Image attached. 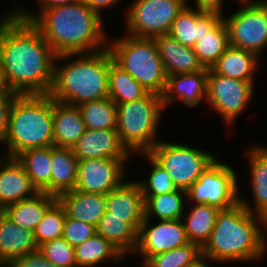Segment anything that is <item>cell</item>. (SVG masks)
Here are the masks:
<instances>
[{"instance_id": "cell-1", "label": "cell", "mask_w": 267, "mask_h": 267, "mask_svg": "<svg viewBox=\"0 0 267 267\" xmlns=\"http://www.w3.org/2000/svg\"><path fill=\"white\" fill-rule=\"evenodd\" d=\"M0 17V64L10 90L18 95L48 94L57 55L40 31L12 9Z\"/></svg>"}, {"instance_id": "cell-2", "label": "cell", "mask_w": 267, "mask_h": 267, "mask_svg": "<svg viewBox=\"0 0 267 267\" xmlns=\"http://www.w3.org/2000/svg\"><path fill=\"white\" fill-rule=\"evenodd\" d=\"M103 20L81 0L44 10L32 24L59 56L94 53L108 48L111 37Z\"/></svg>"}, {"instance_id": "cell-3", "label": "cell", "mask_w": 267, "mask_h": 267, "mask_svg": "<svg viewBox=\"0 0 267 267\" xmlns=\"http://www.w3.org/2000/svg\"><path fill=\"white\" fill-rule=\"evenodd\" d=\"M266 248L267 220L252 214L239 202L234 207L219 211L201 254L219 264L229 261L259 262L266 255Z\"/></svg>"}, {"instance_id": "cell-4", "label": "cell", "mask_w": 267, "mask_h": 267, "mask_svg": "<svg viewBox=\"0 0 267 267\" xmlns=\"http://www.w3.org/2000/svg\"><path fill=\"white\" fill-rule=\"evenodd\" d=\"M62 61L64 64H59ZM112 61L108 48L94 53L57 56L49 96L75 106L108 97V73Z\"/></svg>"}, {"instance_id": "cell-5", "label": "cell", "mask_w": 267, "mask_h": 267, "mask_svg": "<svg viewBox=\"0 0 267 267\" xmlns=\"http://www.w3.org/2000/svg\"><path fill=\"white\" fill-rule=\"evenodd\" d=\"M3 146L2 155L14 158L28 149L54 146L52 98L49 94L16 96Z\"/></svg>"}, {"instance_id": "cell-6", "label": "cell", "mask_w": 267, "mask_h": 267, "mask_svg": "<svg viewBox=\"0 0 267 267\" xmlns=\"http://www.w3.org/2000/svg\"><path fill=\"white\" fill-rule=\"evenodd\" d=\"M108 41L113 61L131 75L147 92L163 95L167 74L154 38L117 36Z\"/></svg>"}, {"instance_id": "cell-7", "label": "cell", "mask_w": 267, "mask_h": 267, "mask_svg": "<svg viewBox=\"0 0 267 267\" xmlns=\"http://www.w3.org/2000/svg\"><path fill=\"white\" fill-rule=\"evenodd\" d=\"M116 109V130L133 158L134 154L148 153L161 140L157 136L165 112L161 95L148 92L138 100L117 104Z\"/></svg>"}, {"instance_id": "cell-8", "label": "cell", "mask_w": 267, "mask_h": 267, "mask_svg": "<svg viewBox=\"0 0 267 267\" xmlns=\"http://www.w3.org/2000/svg\"><path fill=\"white\" fill-rule=\"evenodd\" d=\"M148 154L170 175L178 189L187 191L217 157L199 147L158 141Z\"/></svg>"}, {"instance_id": "cell-9", "label": "cell", "mask_w": 267, "mask_h": 267, "mask_svg": "<svg viewBox=\"0 0 267 267\" xmlns=\"http://www.w3.org/2000/svg\"><path fill=\"white\" fill-rule=\"evenodd\" d=\"M235 169L217 158L186 191V203L208 204L219 210L239 203V177Z\"/></svg>"}, {"instance_id": "cell-10", "label": "cell", "mask_w": 267, "mask_h": 267, "mask_svg": "<svg viewBox=\"0 0 267 267\" xmlns=\"http://www.w3.org/2000/svg\"><path fill=\"white\" fill-rule=\"evenodd\" d=\"M187 0H133L125 12L126 34L155 38L168 34Z\"/></svg>"}, {"instance_id": "cell-11", "label": "cell", "mask_w": 267, "mask_h": 267, "mask_svg": "<svg viewBox=\"0 0 267 267\" xmlns=\"http://www.w3.org/2000/svg\"><path fill=\"white\" fill-rule=\"evenodd\" d=\"M237 2L241 5L240 9L223 15L229 32V44L253 52L262 59V53L267 49V6L248 0Z\"/></svg>"}, {"instance_id": "cell-12", "label": "cell", "mask_w": 267, "mask_h": 267, "mask_svg": "<svg viewBox=\"0 0 267 267\" xmlns=\"http://www.w3.org/2000/svg\"><path fill=\"white\" fill-rule=\"evenodd\" d=\"M255 85L252 82L237 80L208 72L206 103L224 121L226 127L233 126L253 101Z\"/></svg>"}, {"instance_id": "cell-13", "label": "cell", "mask_w": 267, "mask_h": 267, "mask_svg": "<svg viewBox=\"0 0 267 267\" xmlns=\"http://www.w3.org/2000/svg\"><path fill=\"white\" fill-rule=\"evenodd\" d=\"M128 161L108 158L78 160L75 190L107 195L126 180L128 166L125 165Z\"/></svg>"}, {"instance_id": "cell-14", "label": "cell", "mask_w": 267, "mask_h": 267, "mask_svg": "<svg viewBox=\"0 0 267 267\" xmlns=\"http://www.w3.org/2000/svg\"><path fill=\"white\" fill-rule=\"evenodd\" d=\"M155 221L157 222L153 223V220L144 217L140 225L138 243L131 256H141L140 265L155 254L189 243L182 219Z\"/></svg>"}, {"instance_id": "cell-15", "label": "cell", "mask_w": 267, "mask_h": 267, "mask_svg": "<svg viewBox=\"0 0 267 267\" xmlns=\"http://www.w3.org/2000/svg\"><path fill=\"white\" fill-rule=\"evenodd\" d=\"M72 150L78 160L91 158L130 159L133 157L121 143L116 129H86Z\"/></svg>"}, {"instance_id": "cell-16", "label": "cell", "mask_w": 267, "mask_h": 267, "mask_svg": "<svg viewBox=\"0 0 267 267\" xmlns=\"http://www.w3.org/2000/svg\"><path fill=\"white\" fill-rule=\"evenodd\" d=\"M208 72L209 69L204 68L194 73L167 76L162 95L164 109L177 102L193 108L206 101Z\"/></svg>"}, {"instance_id": "cell-17", "label": "cell", "mask_w": 267, "mask_h": 267, "mask_svg": "<svg viewBox=\"0 0 267 267\" xmlns=\"http://www.w3.org/2000/svg\"><path fill=\"white\" fill-rule=\"evenodd\" d=\"M256 144V145H255ZM251 144L247 148L252 203L241 197L239 202L252 214L264 217L267 220V145ZM245 199V200H244Z\"/></svg>"}, {"instance_id": "cell-18", "label": "cell", "mask_w": 267, "mask_h": 267, "mask_svg": "<svg viewBox=\"0 0 267 267\" xmlns=\"http://www.w3.org/2000/svg\"><path fill=\"white\" fill-rule=\"evenodd\" d=\"M131 180H125L106 195L105 211L110 212V216L124 218L139 231L144 220V198L139 184Z\"/></svg>"}, {"instance_id": "cell-19", "label": "cell", "mask_w": 267, "mask_h": 267, "mask_svg": "<svg viewBox=\"0 0 267 267\" xmlns=\"http://www.w3.org/2000/svg\"><path fill=\"white\" fill-rule=\"evenodd\" d=\"M37 192L23 165L16 158L0 157V211Z\"/></svg>"}, {"instance_id": "cell-20", "label": "cell", "mask_w": 267, "mask_h": 267, "mask_svg": "<svg viewBox=\"0 0 267 267\" xmlns=\"http://www.w3.org/2000/svg\"><path fill=\"white\" fill-rule=\"evenodd\" d=\"M223 19L215 12H204L186 5L173 21L169 34L179 43L194 47L204 34L211 30Z\"/></svg>"}, {"instance_id": "cell-21", "label": "cell", "mask_w": 267, "mask_h": 267, "mask_svg": "<svg viewBox=\"0 0 267 267\" xmlns=\"http://www.w3.org/2000/svg\"><path fill=\"white\" fill-rule=\"evenodd\" d=\"M36 250L34 232L15 224L0 211V267H9L17 259Z\"/></svg>"}, {"instance_id": "cell-22", "label": "cell", "mask_w": 267, "mask_h": 267, "mask_svg": "<svg viewBox=\"0 0 267 267\" xmlns=\"http://www.w3.org/2000/svg\"><path fill=\"white\" fill-rule=\"evenodd\" d=\"M154 39L167 76L194 73L204 69L194 49L182 45L169 33Z\"/></svg>"}, {"instance_id": "cell-23", "label": "cell", "mask_w": 267, "mask_h": 267, "mask_svg": "<svg viewBox=\"0 0 267 267\" xmlns=\"http://www.w3.org/2000/svg\"><path fill=\"white\" fill-rule=\"evenodd\" d=\"M54 146L72 148L86 130L78 106L52 99Z\"/></svg>"}, {"instance_id": "cell-24", "label": "cell", "mask_w": 267, "mask_h": 267, "mask_svg": "<svg viewBox=\"0 0 267 267\" xmlns=\"http://www.w3.org/2000/svg\"><path fill=\"white\" fill-rule=\"evenodd\" d=\"M105 199L106 195L85 193L75 189L57 197L67 217L84 221L95 227L105 213Z\"/></svg>"}, {"instance_id": "cell-25", "label": "cell", "mask_w": 267, "mask_h": 267, "mask_svg": "<svg viewBox=\"0 0 267 267\" xmlns=\"http://www.w3.org/2000/svg\"><path fill=\"white\" fill-rule=\"evenodd\" d=\"M261 58L255 53L229 46L217 62L212 66L211 70L219 75L237 79L256 82L257 70L260 67ZM256 75V77H255Z\"/></svg>"}, {"instance_id": "cell-26", "label": "cell", "mask_w": 267, "mask_h": 267, "mask_svg": "<svg viewBox=\"0 0 267 267\" xmlns=\"http://www.w3.org/2000/svg\"><path fill=\"white\" fill-rule=\"evenodd\" d=\"M57 201V197L38 191L33 196L7 206L2 212L15 224L34 231L46 211Z\"/></svg>"}, {"instance_id": "cell-27", "label": "cell", "mask_w": 267, "mask_h": 267, "mask_svg": "<svg viewBox=\"0 0 267 267\" xmlns=\"http://www.w3.org/2000/svg\"><path fill=\"white\" fill-rule=\"evenodd\" d=\"M51 195L75 189L78 159L72 148L51 146Z\"/></svg>"}, {"instance_id": "cell-28", "label": "cell", "mask_w": 267, "mask_h": 267, "mask_svg": "<svg viewBox=\"0 0 267 267\" xmlns=\"http://www.w3.org/2000/svg\"><path fill=\"white\" fill-rule=\"evenodd\" d=\"M182 221L189 242L197 244L202 248L208 241L214 229L219 209L208 204H190Z\"/></svg>"}, {"instance_id": "cell-29", "label": "cell", "mask_w": 267, "mask_h": 267, "mask_svg": "<svg viewBox=\"0 0 267 267\" xmlns=\"http://www.w3.org/2000/svg\"><path fill=\"white\" fill-rule=\"evenodd\" d=\"M96 233L113 244L125 257L132 255L138 243V231L124 218L110 216V212L106 211L96 226Z\"/></svg>"}, {"instance_id": "cell-30", "label": "cell", "mask_w": 267, "mask_h": 267, "mask_svg": "<svg viewBox=\"0 0 267 267\" xmlns=\"http://www.w3.org/2000/svg\"><path fill=\"white\" fill-rule=\"evenodd\" d=\"M16 159L23 165L37 191L51 195V146L25 150Z\"/></svg>"}, {"instance_id": "cell-31", "label": "cell", "mask_w": 267, "mask_h": 267, "mask_svg": "<svg viewBox=\"0 0 267 267\" xmlns=\"http://www.w3.org/2000/svg\"><path fill=\"white\" fill-rule=\"evenodd\" d=\"M124 255L103 236L95 233L75 247L77 267H98L102 263L123 262Z\"/></svg>"}, {"instance_id": "cell-32", "label": "cell", "mask_w": 267, "mask_h": 267, "mask_svg": "<svg viewBox=\"0 0 267 267\" xmlns=\"http://www.w3.org/2000/svg\"><path fill=\"white\" fill-rule=\"evenodd\" d=\"M144 217L151 220L182 219L187 202L186 191L177 189L160 195H143ZM154 218V219H153Z\"/></svg>"}, {"instance_id": "cell-33", "label": "cell", "mask_w": 267, "mask_h": 267, "mask_svg": "<svg viewBox=\"0 0 267 267\" xmlns=\"http://www.w3.org/2000/svg\"><path fill=\"white\" fill-rule=\"evenodd\" d=\"M229 46L228 28L222 19L211 32L198 39L193 49L202 66L211 69Z\"/></svg>"}, {"instance_id": "cell-34", "label": "cell", "mask_w": 267, "mask_h": 267, "mask_svg": "<svg viewBox=\"0 0 267 267\" xmlns=\"http://www.w3.org/2000/svg\"><path fill=\"white\" fill-rule=\"evenodd\" d=\"M108 97L117 105L143 98L148 92L114 61L108 73Z\"/></svg>"}, {"instance_id": "cell-35", "label": "cell", "mask_w": 267, "mask_h": 267, "mask_svg": "<svg viewBox=\"0 0 267 267\" xmlns=\"http://www.w3.org/2000/svg\"><path fill=\"white\" fill-rule=\"evenodd\" d=\"M86 129H116V104L109 98L85 102L78 106Z\"/></svg>"}, {"instance_id": "cell-36", "label": "cell", "mask_w": 267, "mask_h": 267, "mask_svg": "<svg viewBox=\"0 0 267 267\" xmlns=\"http://www.w3.org/2000/svg\"><path fill=\"white\" fill-rule=\"evenodd\" d=\"M136 157L144 158L151 168L147 178L135 180L143 195H160L176 191L178 188L174 184L168 172L159 165L148 153L134 154Z\"/></svg>"}, {"instance_id": "cell-37", "label": "cell", "mask_w": 267, "mask_h": 267, "mask_svg": "<svg viewBox=\"0 0 267 267\" xmlns=\"http://www.w3.org/2000/svg\"><path fill=\"white\" fill-rule=\"evenodd\" d=\"M201 248L194 243L149 257L140 267H186L201 256Z\"/></svg>"}, {"instance_id": "cell-38", "label": "cell", "mask_w": 267, "mask_h": 267, "mask_svg": "<svg viewBox=\"0 0 267 267\" xmlns=\"http://www.w3.org/2000/svg\"><path fill=\"white\" fill-rule=\"evenodd\" d=\"M66 212L57 200L45 213L43 219L34 229V238L37 246L45 242L61 238L63 235Z\"/></svg>"}, {"instance_id": "cell-39", "label": "cell", "mask_w": 267, "mask_h": 267, "mask_svg": "<svg viewBox=\"0 0 267 267\" xmlns=\"http://www.w3.org/2000/svg\"><path fill=\"white\" fill-rule=\"evenodd\" d=\"M43 256L57 267H77L75 247L63 237L45 242L38 247Z\"/></svg>"}, {"instance_id": "cell-40", "label": "cell", "mask_w": 267, "mask_h": 267, "mask_svg": "<svg viewBox=\"0 0 267 267\" xmlns=\"http://www.w3.org/2000/svg\"><path fill=\"white\" fill-rule=\"evenodd\" d=\"M96 233V227L84 221L66 216L62 237L73 247L90 239Z\"/></svg>"}, {"instance_id": "cell-41", "label": "cell", "mask_w": 267, "mask_h": 267, "mask_svg": "<svg viewBox=\"0 0 267 267\" xmlns=\"http://www.w3.org/2000/svg\"><path fill=\"white\" fill-rule=\"evenodd\" d=\"M81 0H38V3L40 7H38L39 10H29L28 8L25 10L24 7H19L17 4L14 5V9L12 10L24 21L27 22H33L44 10H47L52 7L60 6V5H66V4H72L75 2H79ZM38 11V12H37Z\"/></svg>"}, {"instance_id": "cell-42", "label": "cell", "mask_w": 267, "mask_h": 267, "mask_svg": "<svg viewBox=\"0 0 267 267\" xmlns=\"http://www.w3.org/2000/svg\"><path fill=\"white\" fill-rule=\"evenodd\" d=\"M17 95L18 94L0 95V144L2 147L7 135L10 109Z\"/></svg>"}, {"instance_id": "cell-43", "label": "cell", "mask_w": 267, "mask_h": 267, "mask_svg": "<svg viewBox=\"0 0 267 267\" xmlns=\"http://www.w3.org/2000/svg\"><path fill=\"white\" fill-rule=\"evenodd\" d=\"M9 267H57L55 264L47 260L43 254L36 250L17 259Z\"/></svg>"}, {"instance_id": "cell-44", "label": "cell", "mask_w": 267, "mask_h": 267, "mask_svg": "<svg viewBox=\"0 0 267 267\" xmlns=\"http://www.w3.org/2000/svg\"><path fill=\"white\" fill-rule=\"evenodd\" d=\"M188 2L189 0H187V5L189 7L193 6L192 8L200 11L215 12L221 14L222 16L226 14V12L224 13L226 9H223L225 7V0H194L193 5L189 4Z\"/></svg>"}, {"instance_id": "cell-45", "label": "cell", "mask_w": 267, "mask_h": 267, "mask_svg": "<svg viewBox=\"0 0 267 267\" xmlns=\"http://www.w3.org/2000/svg\"><path fill=\"white\" fill-rule=\"evenodd\" d=\"M87 4L94 12L98 13L101 17L102 11L104 9H113L115 6H118L122 0H82Z\"/></svg>"}, {"instance_id": "cell-46", "label": "cell", "mask_w": 267, "mask_h": 267, "mask_svg": "<svg viewBox=\"0 0 267 267\" xmlns=\"http://www.w3.org/2000/svg\"><path fill=\"white\" fill-rule=\"evenodd\" d=\"M16 94L12 92L6 82L2 65L0 64V95Z\"/></svg>"}, {"instance_id": "cell-47", "label": "cell", "mask_w": 267, "mask_h": 267, "mask_svg": "<svg viewBox=\"0 0 267 267\" xmlns=\"http://www.w3.org/2000/svg\"><path fill=\"white\" fill-rule=\"evenodd\" d=\"M209 262V263H208ZM215 263L218 264L217 262H213L211 259L207 258L206 256L201 255L198 259H196L193 263L189 264L186 267H211L209 264Z\"/></svg>"}, {"instance_id": "cell-48", "label": "cell", "mask_w": 267, "mask_h": 267, "mask_svg": "<svg viewBox=\"0 0 267 267\" xmlns=\"http://www.w3.org/2000/svg\"><path fill=\"white\" fill-rule=\"evenodd\" d=\"M248 1L258 5L267 6V0H248Z\"/></svg>"}]
</instances>
